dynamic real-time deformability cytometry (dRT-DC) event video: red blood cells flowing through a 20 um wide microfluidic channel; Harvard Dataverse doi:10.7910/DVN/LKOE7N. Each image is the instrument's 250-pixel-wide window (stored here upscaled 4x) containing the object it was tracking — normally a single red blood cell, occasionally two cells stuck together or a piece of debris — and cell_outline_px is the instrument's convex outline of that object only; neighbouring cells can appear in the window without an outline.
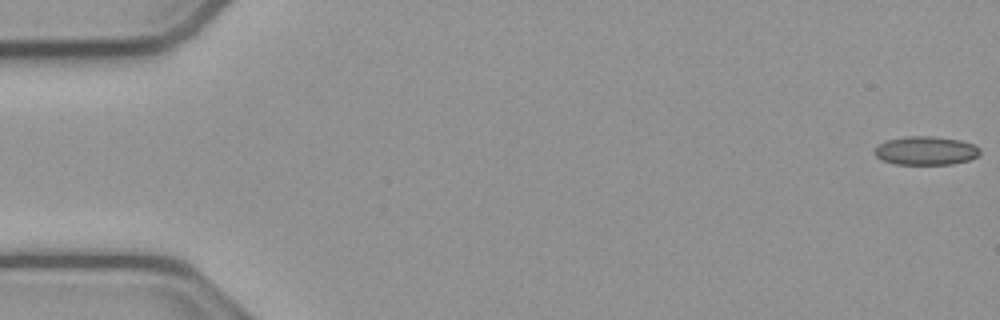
{"species": "common noctule bat (a hibernating species)", "species_latin": "Nyctalus noctula", "temperature_condition": "cold", "stored_images_in_passage": 54, "camera_frame_rate_fps": 3000, "um_per_image_px": 0.085, "animal": {"sex": "male", "body_mass_g": 23.1, "forearm_length_mm": 52.7}, "frame": {"image": 1, "passage_image": 1, "time_ms": 0.0, "image_size_px": [1000, 320], "cell_outline_px": [[980, 152], [976, 156], [968, 160], [952, 164], [896, 164], [884, 160], [876, 156], [872, 152], [880, 144], [888, 140], [908, 136], [932, 136], [960, 140], [972, 144], [980, 148]], "centroid_in_image_um": [78.69, 12.8], "position_along_channel_um": 6.3, "area_um2": 17.34}}
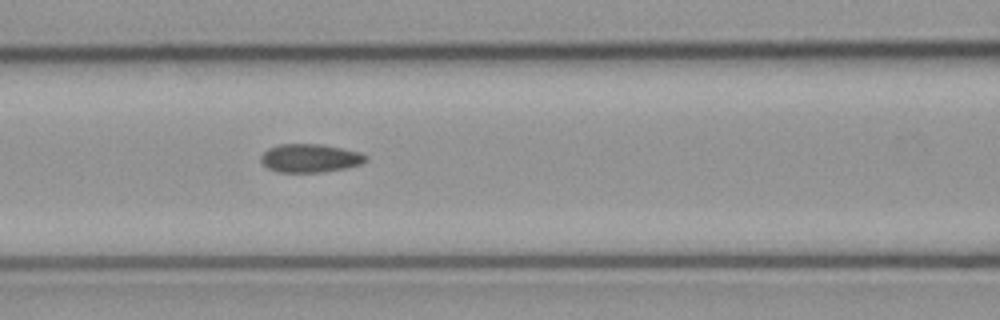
{"frame": {"image": 2, "passage_image": 23, "time_ms": 7.333, "image_size_px": [1000, 320], "cell_outline_px": [[368, 160], [360, 164], [344, 168], [320, 172], [280, 172], [268, 168], [260, 160], [260, 156], [268, 148], [280, 144], [320, 144], [360, 152], [368, 156]], "centroid_in_image_um": [26.35, 13.44], "position_along_channel_um": 140.3, "area_um2": 17.22}}
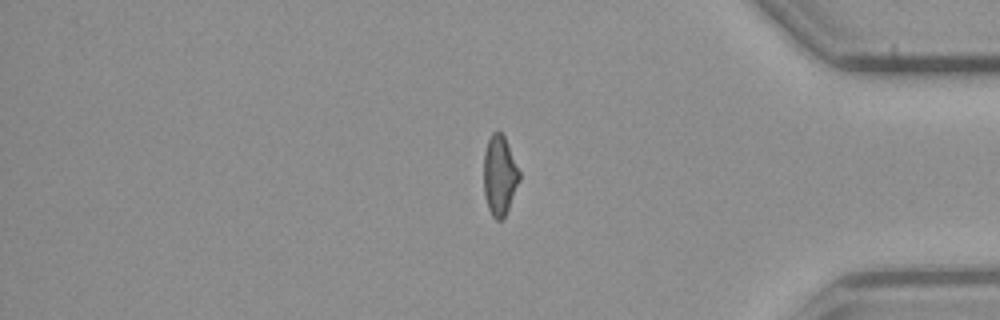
{"frame": {"image": 3, "passage_image": 45, "time_ms": 14.667, "image_size_px": [1000, 320], "cell_outline_px": [[520, 180], [508, 208], [504, 216], [500, 220], [496, 220], [492, 216], [488, 208], [484, 196], [484, 152], [488, 140], [492, 132], [500, 132], [504, 136], [520, 172]], "centroid_in_image_um": [42.45, 14.92], "position_along_channel_um": 392.7, "area_um2": 16.42}, "authors_computed_cell_mechanics": {"area_um2": 17.34, "velocity_mm_per_s": 3.8283, "shape_relaxation_time_tau1_ms": null, "shape_relaxation_time_tau2_ms": 1.9554, "deformation_change_tau1": null, "deformation_change_tau2": 0.0806}}